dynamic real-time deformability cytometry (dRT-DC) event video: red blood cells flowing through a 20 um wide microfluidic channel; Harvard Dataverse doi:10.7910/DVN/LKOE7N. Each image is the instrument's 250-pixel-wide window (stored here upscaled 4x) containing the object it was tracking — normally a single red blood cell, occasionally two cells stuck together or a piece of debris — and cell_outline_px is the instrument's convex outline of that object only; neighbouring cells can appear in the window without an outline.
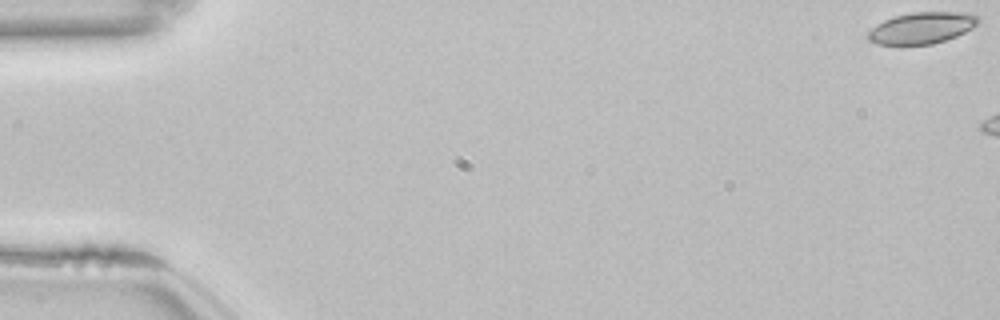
{"species": "common noctule bat (a hibernating species)", "species_latin": "Nyctalus noctula", "temperature_condition": "room temperature", "stored_images_in_passage": 7, "camera_frame_rate_fps": 3000, "um_per_image_px": 0.085, "animal": {"sex": "female", "body_mass_g": 22.7, "forearm_length_mm": 54.2}, "frame": {"image": 1, "passage_image": 1, "time_ms": 0.0, "image_size_px": [1000, 320], "cell_outline_px": [[980, 24], [956, 36], [932, 44], [900, 48], [896, 48], [876, 44], [868, 40], [864, 36], [876, 24], [884, 20], [896, 16], [912, 12], [968, 12], [976, 16], [980, 20]], "centroid_in_image_um": [78.28, 2.43], "position_along_channel_um": 6.7, "area_um2": 21.1}}